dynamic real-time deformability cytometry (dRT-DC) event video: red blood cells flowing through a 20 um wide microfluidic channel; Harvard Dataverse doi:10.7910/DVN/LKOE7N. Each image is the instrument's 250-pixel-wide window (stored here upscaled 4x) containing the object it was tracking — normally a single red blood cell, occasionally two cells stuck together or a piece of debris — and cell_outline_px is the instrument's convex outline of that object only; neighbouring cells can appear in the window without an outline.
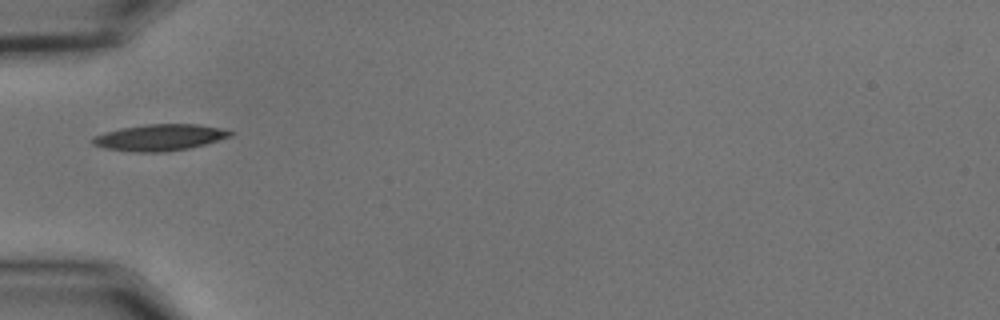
{"species": "common noctule bat (a hibernating species)", "species_latin": "Nyctalus noctula", "temperature_condition": "cold", "stored_images_in_passage": 38, "camera_frame_rate_fps": 3000, "um_per_image_px": 0.085, "animal": {"sex": "male", "body_mass_g": 15.6}, "frame": {"image": 1, "passage_image": 1, "time_ms": 0.0, "image_size_px": [1000, 320], "cell_outline_px": [[236, 132], [232, 136], [204, 144], [188, 148], [168, 152], [136, 152], [104, 148], [92, 144], [88, 140], [92, 136], [104, 132], [120, 128], [148, 124], [196, 124], [220, 128]], "centroid_in_image_um": [13.53, 11.68], "position_along_channel_um": 71.5, "area_um2": 21.33}}
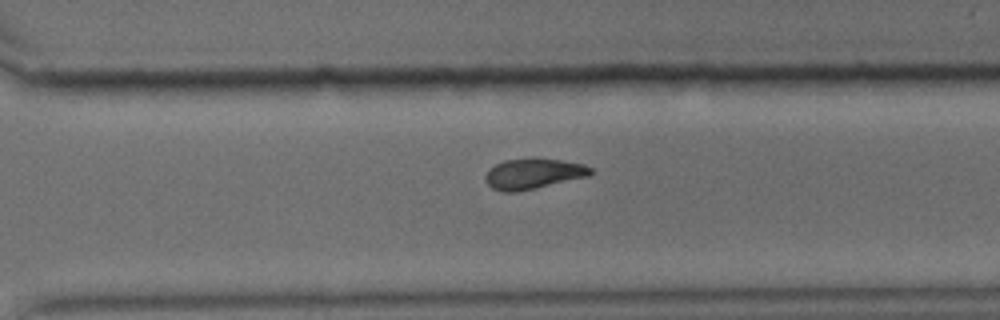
{"frame": {"image": 2, "passage_image": 22, "time_ms": 7.0, "image_size_px": [1000, 320], "cell_outline_px": [[592, 172], [588, 176], [536, 188], [516, 192], [504, 192], [492, 188], [484, 180], [484, 176], [496, 164], [504, 160], [560, 160], [584, 164], [592, 168]], "centroid_in_image_um": [45.32, 14.8], "position_along_channel_um": 325.3, "area_um2": 18.09}}
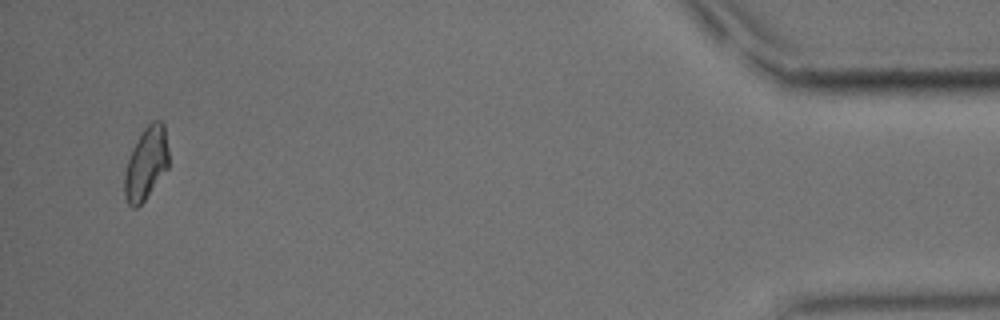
{"frame": {"image": 3, "passage_image": 36, "time_ms": 11.667, "image_size_px": [1000, 320], "cell_outline_px": [[168, 168], [144, 200], [136, 208], [132, 208], [128, 204], [124, 196], [124, 172], [132, 148], [144, 128], [152, 120], [160, 120], [164, 124], [168, 148]], "centroid_in_image_um": [12.41, 13.89], "position_along_channel_um": 422.8, "area_um2": 18.67}, "authors_computed_cell_mechanics": {"area_um2": 18.9584, "velocity_mm_per_s": 3.6243, "shape_relaxation_time_tau1_ms": 6.1725, "shape_relaxation_time_tau2_ms": 7.4643, "deformation_change_tau1": 0.1435, "deformation_change_tau2": 0.1415}}